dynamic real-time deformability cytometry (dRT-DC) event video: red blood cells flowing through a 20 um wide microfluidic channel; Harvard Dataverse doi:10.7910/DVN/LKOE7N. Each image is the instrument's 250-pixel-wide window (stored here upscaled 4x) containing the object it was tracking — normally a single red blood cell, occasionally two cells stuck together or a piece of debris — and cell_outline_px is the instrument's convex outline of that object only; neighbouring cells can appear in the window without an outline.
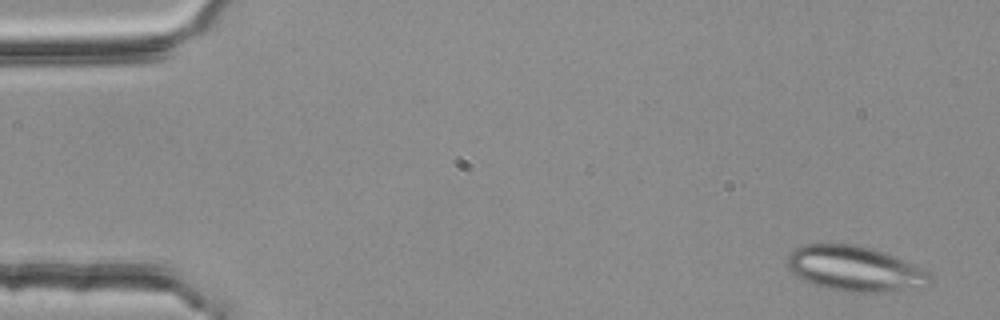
{"species": "common noctule bat (a hibernating species)", "species_latin": "Nyctalus noctula", "temperature_condition": "room temperature", "stored_images_in_passage": 5, "camera_frame_rate_fps": 3000, "um_per_image_px": 0.085, "animal": {"sex": "female", "body_mass_g": 25.1}, "frame": {"image": 1, "passage_image": 1, "time_ms": 0.0, "image_size_px": [1000, 320], "cell_outline_px": [[936, 280], [928, 284], [872, 292], [840, 292], [824, 288], [812, 284], [796, 276], [788, 268], [788, 256], [796, 248], [808, 244], [860, 244], [884, 252], [928, 272]], "centroid_in_image_um": [72.59, 22.83], "position_along_channel_um": 12.4, "area_um2": 36.93}}